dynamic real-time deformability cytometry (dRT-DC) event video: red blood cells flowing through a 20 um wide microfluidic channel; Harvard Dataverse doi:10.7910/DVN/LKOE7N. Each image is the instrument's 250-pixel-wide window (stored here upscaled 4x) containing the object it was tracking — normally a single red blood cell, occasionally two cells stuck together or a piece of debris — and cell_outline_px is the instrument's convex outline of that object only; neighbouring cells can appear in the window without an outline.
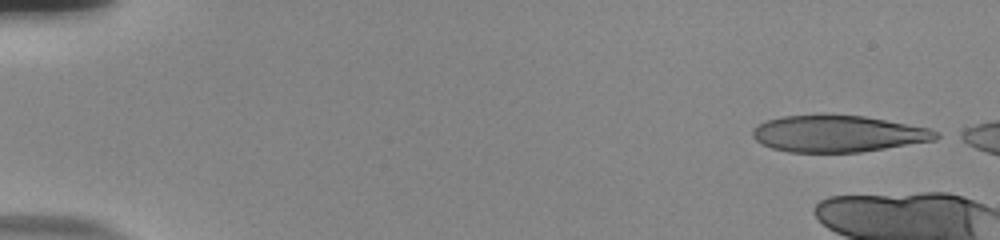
{"species": "human", "species_latin": "Homo sapiens", "temperature_condition": "room temperature", "stored_images_in_passage": 9, "camera_frame_rate_fps": 3000, "um_per_image_px": 0.085, "donor": {"sex": "male"}, "frame": {"image": 1, "passage_image": 1, "time_ms": 0.0, "image_size_px": [1000, 240], "cell_outline_px": [[944, 136], [936, 140], [860, 152], [788, 152], [772, 148], [756, 140], [752, 136], [752, 132], [760, 124], [768, 120], [784, 116], [820, 112], [824, 112], [864, 116], [928, 128]], "centroid_in_image_um": [71.23, 11.34], "position_along_channel_um": 13.8, "area_um2": 39.59}}